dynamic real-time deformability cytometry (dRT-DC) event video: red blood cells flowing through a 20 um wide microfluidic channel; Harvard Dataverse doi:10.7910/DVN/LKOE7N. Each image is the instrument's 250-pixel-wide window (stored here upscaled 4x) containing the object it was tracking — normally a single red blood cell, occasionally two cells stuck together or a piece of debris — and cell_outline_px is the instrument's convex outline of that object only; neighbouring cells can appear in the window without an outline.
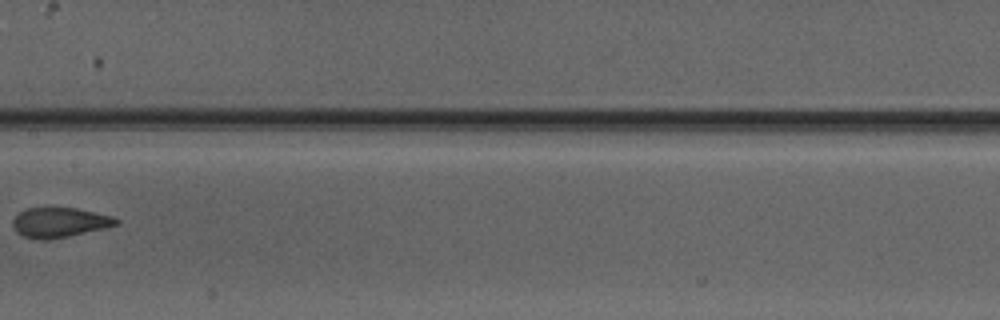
{"species": "Egyptian fruit bat (a non-hibernating species)", "species_latin": "Rousettus aegyptiacus", "temperature_condition": "warm", "stored_images_in_passage": 5, "camera_frame_rate_fps": 3000, "um_per_image_px": 0.085, "animal": {"sex": "male"}, "frame": {"image": 1, "passage_image": 4, "time_ms": 3.667, "image_size_px": [1000, 320], "cell_outline_px": [[120, 224], [108, 228], [68, 236], [40, 240], [24, 236], [16, 232], [12, 224], [12, 220], [20, 212], [28, 208], [44, 204], [76, 208], [112, 216], [120, 220]], "centroid_in_image_um": [5.07, 18.86], "position_along_channel_um": 202.3, "area_um2": 18.61}}
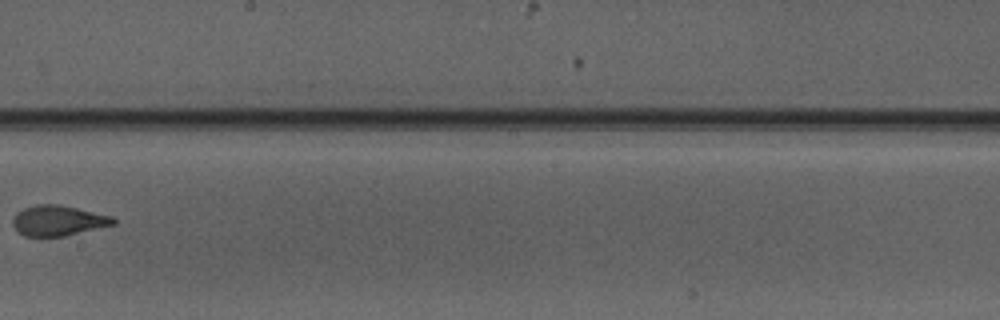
{"frame": {"image": 2, "passage_image": 5, "time_ms": 4.667, "image_size_px": [1000, 320], "cell_outline_px": [[116, 224], [64, 236], [24, 236], [16, 232], [12, 224], [12, 220], [16, 212], [24, 208], [36, 204], [56, 204], [76, 208], [112, 216], [116, 220]], "centroid_in_image_um": [4.9, 18.75], "position_along_channel_um": 243.3, "area_um2": 17.8}}